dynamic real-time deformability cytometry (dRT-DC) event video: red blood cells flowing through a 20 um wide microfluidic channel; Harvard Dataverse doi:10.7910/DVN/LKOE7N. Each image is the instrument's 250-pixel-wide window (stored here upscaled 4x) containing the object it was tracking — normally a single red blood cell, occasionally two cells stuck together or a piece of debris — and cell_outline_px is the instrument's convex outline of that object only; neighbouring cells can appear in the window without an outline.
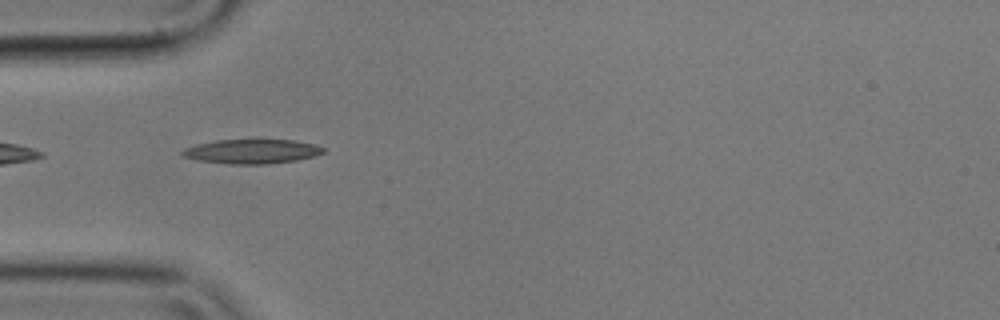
{"species": "common noctule bat (a hibernating species)", "species_latin": "Nyctalus noctula", "temperature_condition": "cold", "stored_images_in_passage": 32, "camera_frame_rate_fps": 3000, "um_per_image_px": 0.085, "animal": {"sex": "male", "body_mass_g": 17.9}, "frame": {"image": 1, "passage_image": 1, "time_ms": 0.0, "image_size_px": [1000, 320], "cell_outline_px": [[324, 152], [316, 156], [296, 160], [268, 164], [232, 164], [200, 160], [184, 156], [180, 152], [184, 148], [196, 144], [216, 140], [256, 136], [260, 136], [292, 140], [316, 144], [324, 148]], "centroid_in_image_um": [21.45, 12.81], "position_along_channel_um": 63.5, "area_um2": 21.04}}
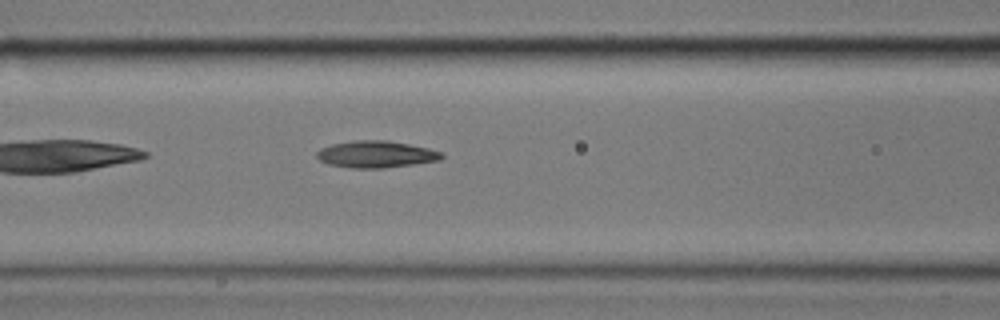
{"frame": {"image": 2, "passage_image": 7, "time_ms": 2.0, "image_size_px": [1000, 320], "cell_outline_px": [[444, 156], [440, 160], [384, 168], [348, 168], [328, 164], [320, 160], [316, 156], [316, 152], [320, 148], [332, 144], [356, 140], [388, 140], [428, 148], [444, 152]], "centroid_in_image_um": [31.96, 13.11], "position_along_channel_um": 134.6, "area_um2": 19.59}}
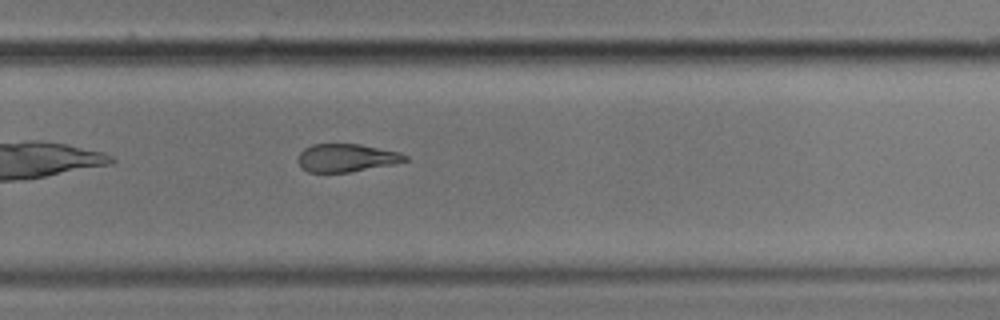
{"frame": {"image": 3, "passage_image": 21, "time_ms": 6.667, "image_size_px": [1000, 320], "cell_outline_px": [[408, 160], [396, 164], [348, 172], [308, 172], [300, 164], [300, 152], [304, 148], [312, 144], [360, 144], [400, 152], [408, 156]], "centroid_in_image_um": [29.51, 13.41], "position_along_channel_um": 300.3, "area_um2": 17.34}, "authors_computed_cell_mechanics": {"area_um2": 18.6405, "velocity_mm_per_s": 3.5618, "shape_relaxation_time_tau1_ms": 5.5151, "shape_relaxation_time_tau2_ms": 7.7218, "deformation_change_tau1": 0.1684, "deformation_change_tau2": 0.1597}}